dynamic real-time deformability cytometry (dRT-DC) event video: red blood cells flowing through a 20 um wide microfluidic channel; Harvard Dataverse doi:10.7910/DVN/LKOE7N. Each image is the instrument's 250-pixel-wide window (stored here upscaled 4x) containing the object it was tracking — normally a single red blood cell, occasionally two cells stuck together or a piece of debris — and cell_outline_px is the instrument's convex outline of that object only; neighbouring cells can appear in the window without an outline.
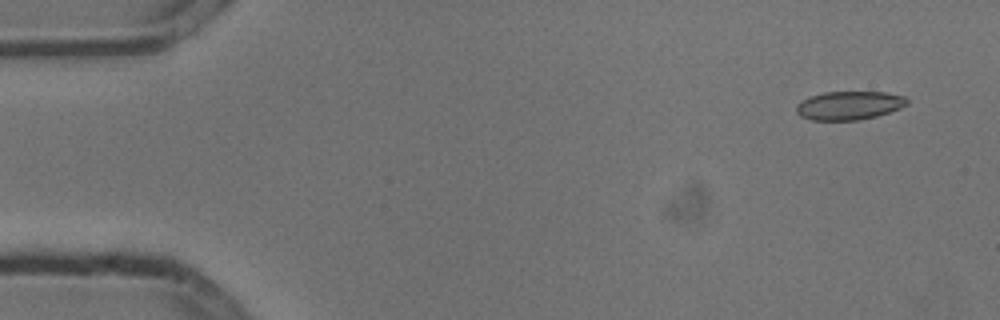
{"species": "common noctule bat (a hibernating species)", "species_latin": "Nyctalus noctula", "temperature_condition": "cold", "stored_images_in_passage": 5, "segment_of_instrument_passage": [1, 2], "camera_frame_rate_fps": 3000, "um_per_image_px": 0.085, "animal": {"sex": "male", "body_mass_g": 13.3}, "frame": {"image": 1, "passage_image": 1, "time_ms": 0.0, "image_size_px": [1000, 320], "cell_outline_px": [[908, 104], [900, 108], [876, 116], [856, 120], [812, 120], [800, 116], [796, 112], [796, 104], [800, 100], [808, 96], [824, 92], [884, 92], [904, 96], [908, 100]], "centroid_in_image_um": [72.13, 8.96], "position_along_channel_um": 12.9, "area_um2": 18.5}}
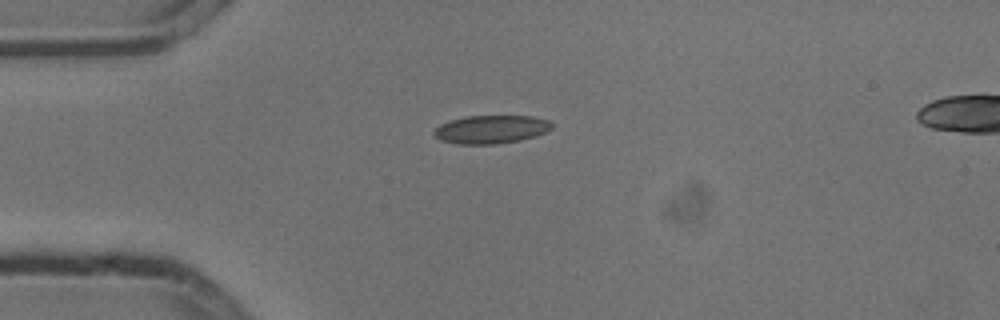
{"frame": {"image": 2, "passage_image": 4, "time_ms": 1.0, "image_size_px": [1000, 320], "cell_outline_px": [[552, 128], [536, 136], [520, 140], [496, 144], [456, 144], [440, 140], [432, 132], [440, 124], [464, 116], [532, 116], [548, 120], [552, 124]], "centroid_in_image_um": [41.73, 11.0], "position_along_channel_um": 43.3, "area_um2": 19.36}}